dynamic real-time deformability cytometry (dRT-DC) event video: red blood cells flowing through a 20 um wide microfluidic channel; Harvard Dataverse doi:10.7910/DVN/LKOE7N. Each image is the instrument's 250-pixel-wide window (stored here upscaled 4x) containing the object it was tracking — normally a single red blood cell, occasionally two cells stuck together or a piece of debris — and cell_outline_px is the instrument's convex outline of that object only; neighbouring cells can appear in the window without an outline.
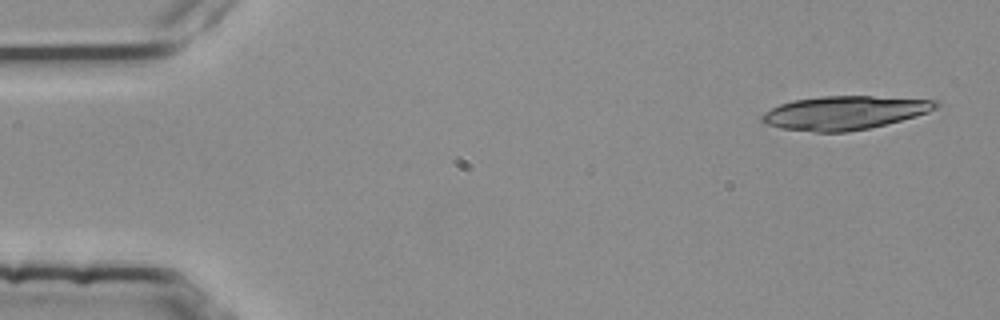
{"species": "common noctule bat (a hibernating species)", "species_latin": "Nyctalus noctula", "temperature_condition": "room temperature", "stored_images_in_passage": 4, "camera_frame_rate_fps": 3000, "um_per_image_px": 0.085, "animal": {"sex": "female", "body_mass_g": 25.1}, "frame": {"image": 1, "passage_image": 1, "time_ms": 0.0, "image_size_px": [1000, 320], "cell_outline_px": [[940, 104], [936, 108], [928, 112], [916, 116], [868, 128], [848, 132], [816, 132], [780, 128], [764, 124], [760, 120], [760, 116], [764, 112], [780, 104], [792, 100], [820, 96], [872, 96], [940, 100]], "centroid_in_image_um": [71.76, 9.58], "position_along_channel_um": 13.2, "area_um2": 34.16}}
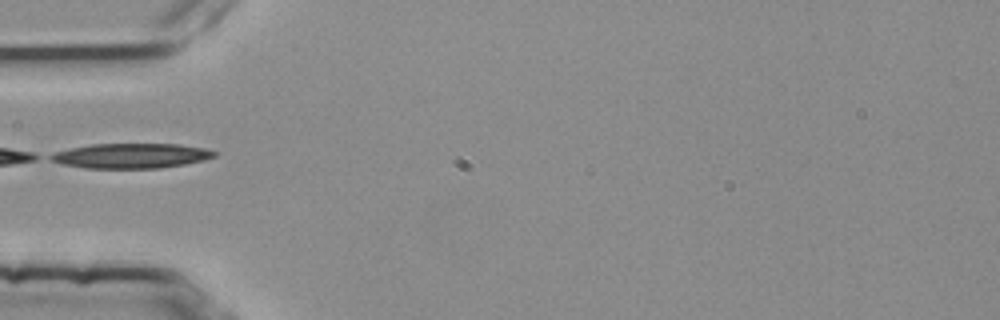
{"frame": {"image": 2, "passage_image": 4, "time_ms": 1.0, "image_size_px": [1000, 320], "cell_outline_px": [[220, 152], [216, 156], [204, 160], [184, 164], [160, 168], [84, 168], [64, 164], [48, 160], [48, 156], [56, 152], [72, 148], [92, 144], [180, 144], [208, 148]], "centroid_in_image_um": [11.21, 13.24], "position_along_channel_um": 73.8, "area_um2": 23.87}}